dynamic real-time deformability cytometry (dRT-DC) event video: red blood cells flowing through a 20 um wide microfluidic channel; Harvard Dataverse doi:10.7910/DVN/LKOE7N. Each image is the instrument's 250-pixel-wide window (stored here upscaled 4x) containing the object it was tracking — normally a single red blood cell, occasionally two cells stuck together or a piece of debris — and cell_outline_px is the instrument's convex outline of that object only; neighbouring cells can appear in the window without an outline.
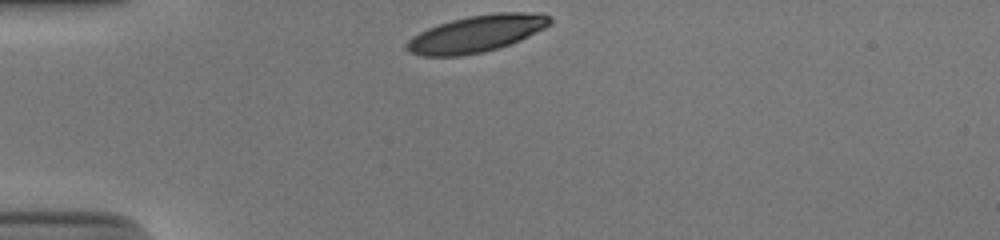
{"species": "human", "species_latin": "Homo sapiens", "temperature_condition": "cold", "stored_images_in_passage": 31, "camera_frame_rate_fps": 3000, "um_per_image_px": 0.085, "donor": {"sex": "male"}, "frame": {"image": 1, "passage_image": 1, "time_ms": 0.0, "image_size_px": [1000, 240], "cell_outline_px": [[552, 24], [520, 40], [500, 48], [484, 52], [460, 56], [420, 56], [408, 52], [404, 48], [404, 44], [412, 36], [428, 28], [452, 20], [468, 16], [496, 12], [540, 12], [552, 16]], "centroid_in_image_um": [40.51, 2.86], "position_along_channel_um": 44.5, "area_um2": 31.1}}
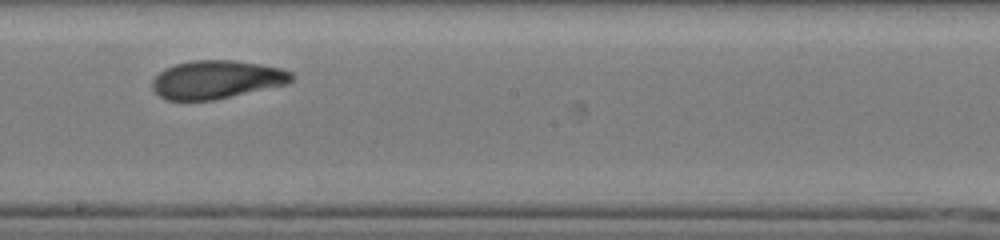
{"frame": {"image": 2, "passage_image": 18, "time_ms": 5.667, "image_size_px": [1000, 240], "cell_outline_px": [[292, 80], [288, 84], [212, 100], [164, 100], [152, 88], [152, 80], [164, 68], [176, 64], [192, 60], [232, 60], [260, 64], [280, 68], [292, 72]], "centroid_in_image_um": [18.39, 6.76], "position_along_channel_um": 229.8, "area_um2": 30.92}}
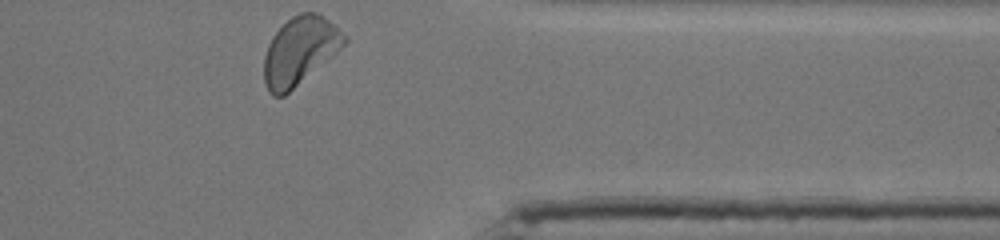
{"frame": {"image": 3, "passage_image": 31, "time_ms": 10.0, "image_size_px": [1000, 240], "cell_outline_px": [[348, 40], [332, 56], [284, 96], [272, 96], [268, 92], [264, 84], [264, 56], [268, 44], [272, 36], [292, 16], [300, 12], [312, 12], [324, 16], [336, 24], [348, 36]], "centroid_in_image_um": [25.48, 4.31], "position_along_channel_um": 385.9, "area_um2": 31.73}, "authors_computed_cell_mechanics": {"area_um2": 31.0964, "velocity_mm_per_s": 3.815, "shape_relaxation_time_tau1_ms": 4.688, "shape_relaxation_time_tau2_ms": 1.8707, "deformation_change_tau1": 0.1684, "deformation_change_tau2": 0.0635}}